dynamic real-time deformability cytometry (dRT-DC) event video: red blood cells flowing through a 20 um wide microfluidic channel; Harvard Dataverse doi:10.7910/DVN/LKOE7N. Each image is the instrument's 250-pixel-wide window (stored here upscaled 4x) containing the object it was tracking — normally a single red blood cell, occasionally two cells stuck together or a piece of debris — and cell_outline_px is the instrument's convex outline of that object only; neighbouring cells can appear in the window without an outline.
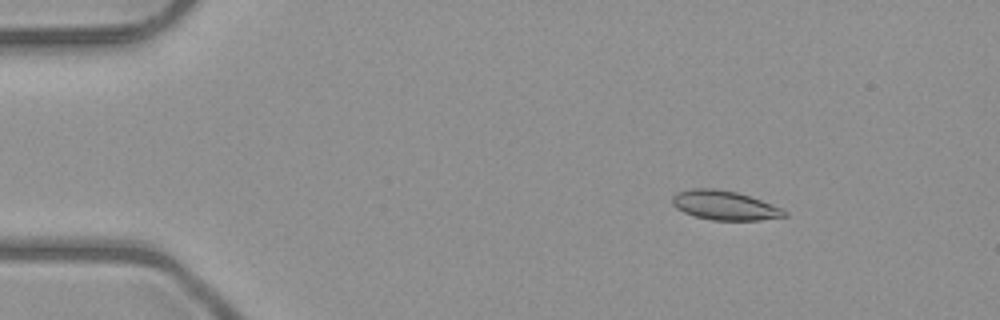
{"species": "common noctule bat (a hibernating species)", "species_latin": "Nyctalus noctula", "temperature_condition": "room temperature", "stored_images_in_passage": 47, "camera_frame_rate_fps": 3000, "um_per_image_px": 0.085, "animal": {"sex": "male", "body_mass_g": 23.1, "forearm_length_mm": 52.7}, "frame": {"image": 1, "passage_image": 3, "time_ms": 0.667, "image_size_px": [1000, 320], "cell_outline_px": [[788, 216], [760, 220], [712, 220], [696, 216], [684, 212], [676, 208], [672, 204], [672, 196], [676, 192], [692, 188], [712, 188], [736, 192], [760, 200], [780, 208], [788, 212]], "centroid_in_image_um": [61.56, 17.45], "position_along_channel_um": 23.4, "area_um2": 18.96}}
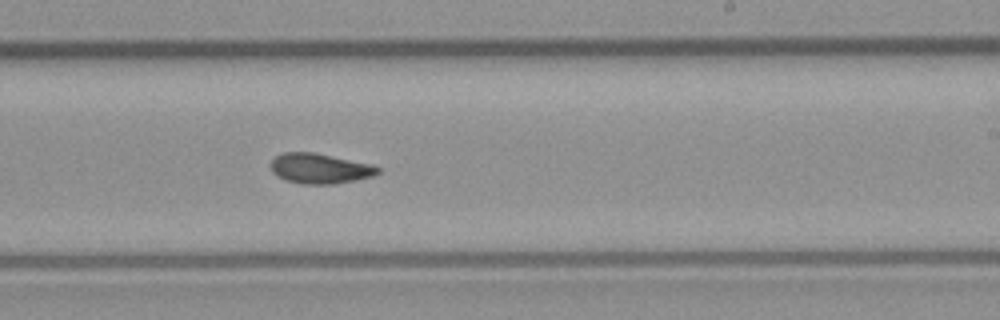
{"frame": {"image": 2, "passage_image": 27, "time_ms": 8.667, "image_size_px": [1000, 320], "cell_outline_px": [[380, 172], [372, 176], [332, 184], [304, 184], [288, 180], [276, 176], [272, 172], [272, 160], [276, 156], [284, 152], [312, 152], [372, 164], [380, 168]], "centroid_in_image_um": [27.18, 14.31], "position_along_channel_um": 261.8, "area_um2": 18.5}}
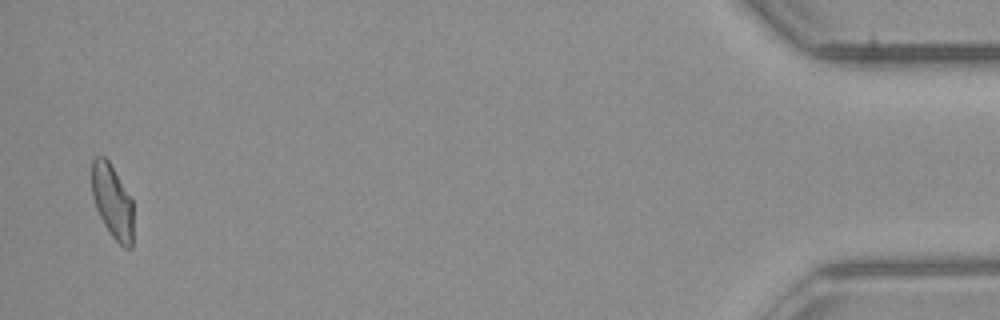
{"frame": {"image": 3, "passage_image": 46, "time_ms": 15.0, "image_size_px": [1000, 320], "cell_outline_px": [[132, 248], [124, 248], [112, 236], [104, 224], [96, 208], [92, 196], [92, 160], [96, 156], [104, 156], [108, 160], [132, 200]], "centroid_in_image_um": [9.54, 17.12], "position_along_channel_um": 425.7, "area_um2": 17.57}, "authors_computed_cell_mechanics": {"area_um2": 18.7272, "velocity_mm_per_s": 4.0159, "shape_relaxation_time_tau1_ms": null, "shape_relaxation_time_tau2_ms": 2.7337, "deformation_change_tau1": null, "deformation_change_tau2": 0.0776}}